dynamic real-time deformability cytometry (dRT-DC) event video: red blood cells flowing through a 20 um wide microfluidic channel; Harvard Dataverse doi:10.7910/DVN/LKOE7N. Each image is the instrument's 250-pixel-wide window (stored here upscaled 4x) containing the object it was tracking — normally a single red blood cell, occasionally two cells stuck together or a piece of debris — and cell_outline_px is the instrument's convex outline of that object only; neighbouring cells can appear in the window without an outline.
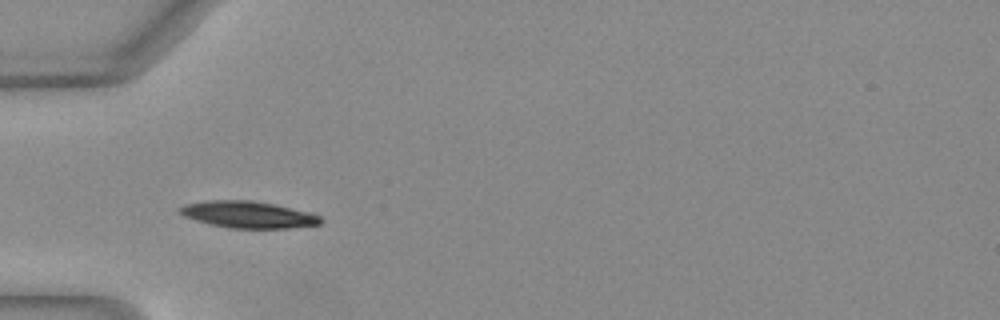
{"species": "Egyptian fruit bat (a non-hibernating species)", "species_latin": "Rousettus aegyptiacus", "temperature_condition": "warm", "stored_images_in_passage": 16, "camera_frame_rate_fps": 3000, "um_per_image_px": 0.085, "animal": {"sex": "female"}, "frame": {"image": 1, "passage_image": 1, "time_ms": 0.0, "image_size_px": [1000, 320], "cell_outline_px": [[324, 220], [320, 224], [288, 228], [228, 228], [196, 220], [184, 216], [176, 212], [176, 208], [184, 204], [208, 200], [252, 200], [312, 212], [320, 216]], "centroid_in_image_um": [21.07, 18.23], "position_along_channel_um": 63.9, "area_um2": 22.08}}